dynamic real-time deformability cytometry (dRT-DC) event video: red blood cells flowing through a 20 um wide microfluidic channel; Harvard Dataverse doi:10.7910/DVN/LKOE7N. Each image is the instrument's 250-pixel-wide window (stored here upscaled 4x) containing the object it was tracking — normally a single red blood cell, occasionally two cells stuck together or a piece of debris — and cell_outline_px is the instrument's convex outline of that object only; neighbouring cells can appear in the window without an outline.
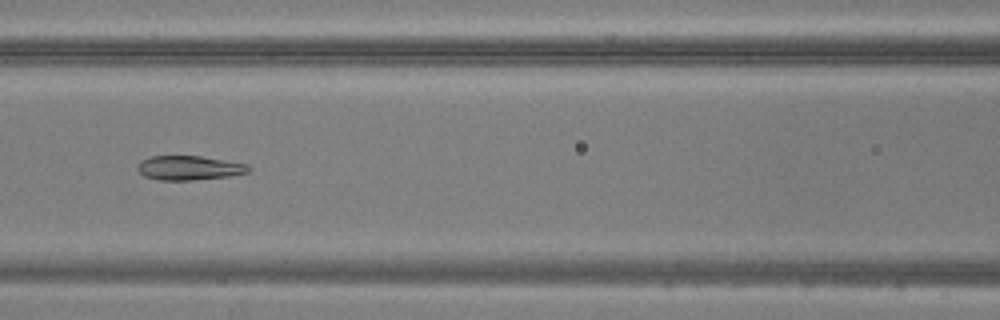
{"species": "common noctule bat (a hibernating species)", "species_latin": "Nyctalus noctula", "temperature_condition": "warm", "stored_images_in_passage": 26, "camera_frame_rate_fps": 3000, "um_per_image_px": 0.085, "animal": {"sex": "male", "body_mass_g": 20.5, "forearm_length_mm": 52.5}, "frame": {"image": 1, "passage_image": 14, "time_ms": 4.333, "image_size_px": [1000, 320], "cell_outline_px": [[248, 172], [228, 176], [192, 180], [160, 180], [144, 176], [136, 168], [136, 164], [140, 160], [152, 156], [200, 156], [248, 164]], "centroid_in_image_um": [16.01, 14.26], "position_along_channel_um": 150.6, "area_um2": 15.61}}
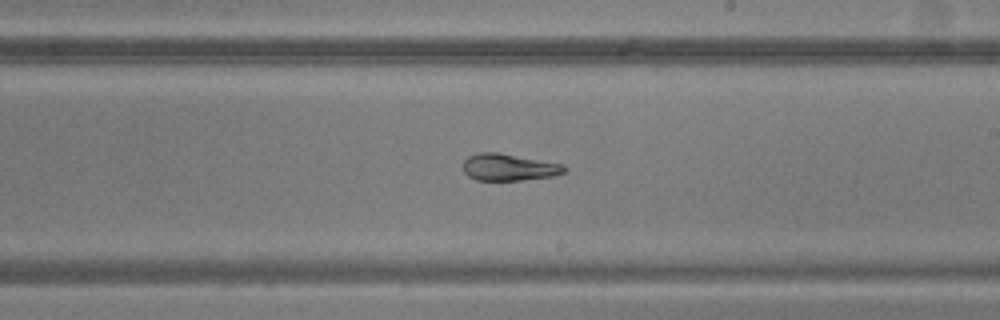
{"frame": {"image": 2, "passage_image": 21, "time_ms": 6.667, "image_size_px": [1000, 320], "cell_outline_px": [[568, 168], [564, 172], [552, 176], [520, 180], [476, 180], [468, 176], [464, 172], [464, 160], [468, 156], [480, 152], [496, 152], [564, 164]], "centroid_in_image_um": [43.25, 14.21], "position_along_channel_um": 245.7, "area_um2": 15.78}}
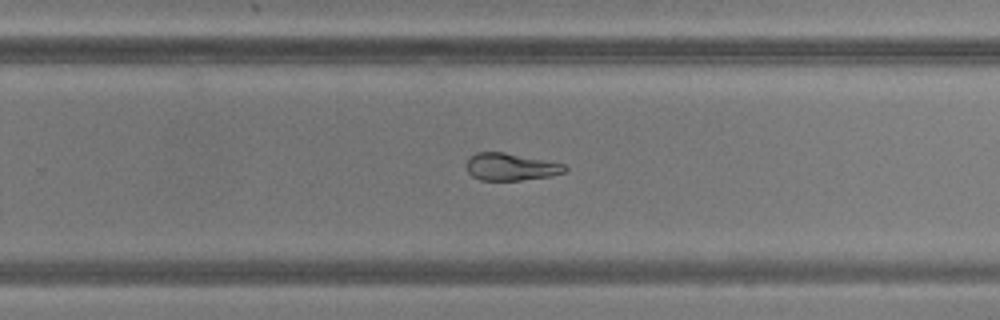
{"frame": {"image": 3, "passage_image": 24, "time_ms": 7.667, "image_size_px": [1000, 320], "cell_outline_px": [[568, 168], [564, 172], [552, 176], [520, 180], [480, 180], [472, 176], [468, 172], [464, 164], [476, 152], [504, 152], [564, 164]], "centroid_in_image_um": [43.39, 14.19], "position_along_channel_um": 286.4, "area_um2": 15.61}}